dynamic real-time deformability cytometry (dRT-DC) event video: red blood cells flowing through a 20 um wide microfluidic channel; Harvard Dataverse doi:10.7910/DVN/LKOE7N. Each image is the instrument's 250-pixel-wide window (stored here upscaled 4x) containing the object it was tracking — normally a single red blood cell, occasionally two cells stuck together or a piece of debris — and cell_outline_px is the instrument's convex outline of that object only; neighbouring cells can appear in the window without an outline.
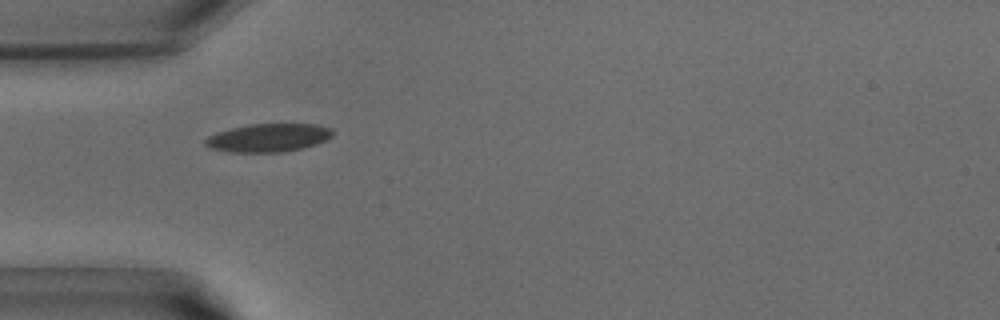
{"species": "common noctule bat (a hibernating species)", "species_latin": "Nyctalus noctula", "temperature_condition": "warm", "stored_images_in_passage": 28, "camera_frame_rate_fps": 3000, "um_per_image_px": 0.085, "animal": {"sex": "male", "body_mass_g": 15.6}, "frame": {"image": 1, "passage_image": 1, "time_ms": 0.0, "image_size_px": [1000, 320], "cell_outline_px": [[332, 136], [316, 144], [284, 152], [228, 152], [208, 148], [204, 144], [204, 140], [208, 136], [216, 132], [232, 128], [252, 124], [316, 124], [332, 128]], "centroid_in_image_um": [22.77, 11.71], "position_along_channel_um": 62.2, "area_um2": 20.92}}
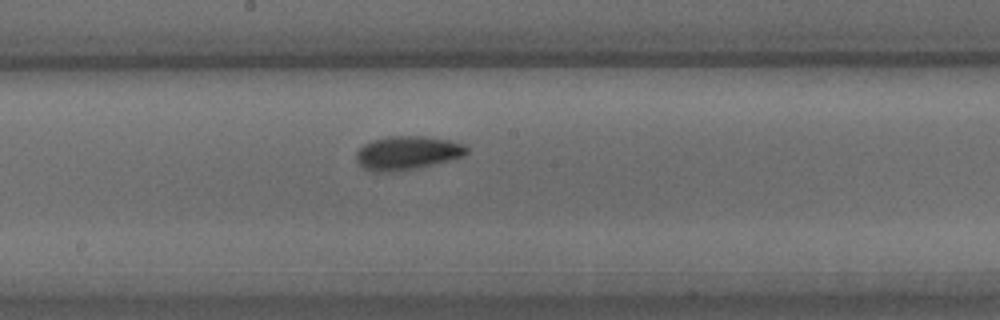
{"frame": {"image": 2, "passage_image": 10, "time_ms": 3.0, "image_size_px": [1000, 320], "cell_outline_px": [[468, 152], [464, 156], [416, 168], [396, 172], [372, 172], [364, 168], [356, 160], [356, 152], [364, 144], [372, 140], [388, 136], [424, 136], [448, 140], [464, 144], [468, 148]], "centroid_in_image_um": [34.6, 13.0], "position_along_channel_um": 213.6, "area_um2": 21.68}}
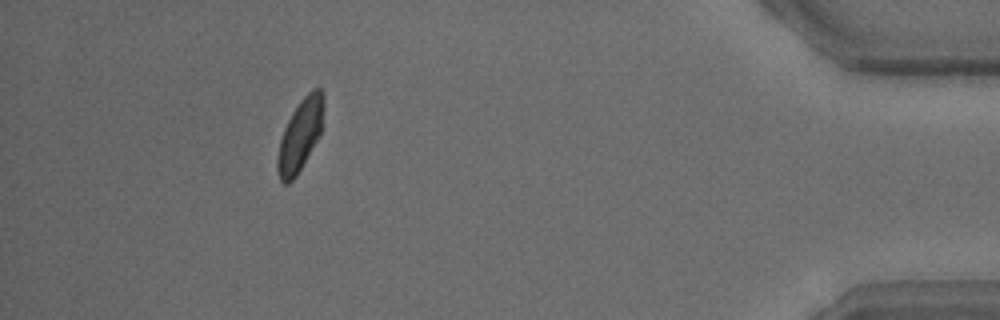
{"frame": {"image": 3, "passage_image": 25, "time_ms": 8.0, "image_size_px": [1000, 320], "cell_outline_px": [[324, 108], [320, 132], [316, 140], [296, 176], [288, 184], [284, 184], [280, 180], [276, 168], [276, 156], [280, 140], [284, 128], [292, 112], [300, 100], [312, 88], [320, 88], [324, 92]], "centroid_in_image_um": [25.49, 11.46], "position_along_channel_um": 409.7, "area_um2": 19.19}}